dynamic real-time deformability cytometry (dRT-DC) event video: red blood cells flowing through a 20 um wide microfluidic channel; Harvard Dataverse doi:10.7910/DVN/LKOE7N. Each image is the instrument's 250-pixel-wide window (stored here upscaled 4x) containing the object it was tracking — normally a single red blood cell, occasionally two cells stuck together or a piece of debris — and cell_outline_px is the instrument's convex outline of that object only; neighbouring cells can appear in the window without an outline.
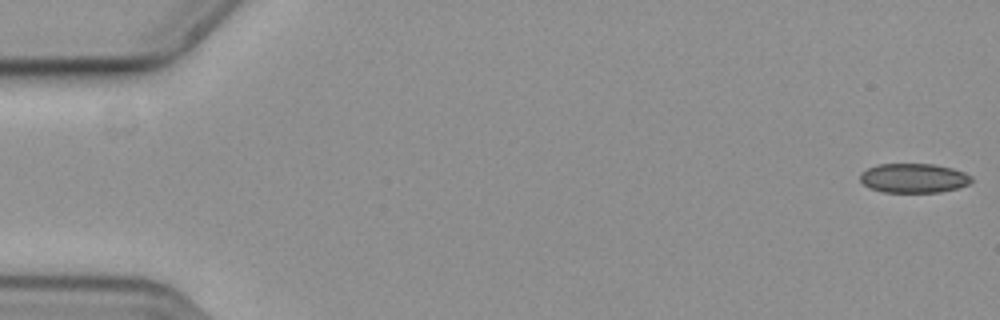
{"species": "common noctule bat (a hibernating species)", "species_latin": "Nyctalus noctula", "temperature_condition": "cold", "stored_images_in_passage": 46, "camera_frame_rate_fps": 3000, "um_per_image_px": 0.085, "animal": {"sex": "female", "body_mass_g": 19.3, "forearm_length_mm": 54.1}, "frame": {"image": 1, "passage_image": 1, "time_ms": 0.0, "image_size_px": [1000, 320], "cell_outline_px": [[972, 180], [968, 184], [956, 188], [940, 192], [880, 192], [868, 188], [860, 180], [860, 172], [876, 164], [932, 164], [952, 168], [964, 172], [972, 176]], "centroid_in_image_um": [77.62, 15.14], "position_along_channel_um": 7.4, "area_um2": 19.13}}
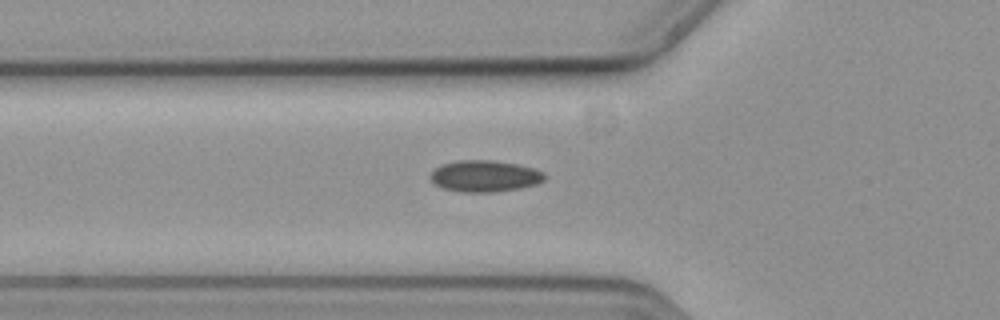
{"frame": {"image": 2, "passage_image": 20, "time_ms": 6.333, "image_size_px": [1000, 320], "cell_outline_px": [[548, 176], [544, 180], [536, 184], [520, 188], [496, 192], [460, 192], [444, 188], [436, 184], [428, 176], [440, 164], [456, 160], [492, 160], [516, 164], [536, 168], [544, 172]], "centroid_in_image_um": [41.23, 14.96], "position_along_channel_um": 84.6, "area_um2": 21.15}}
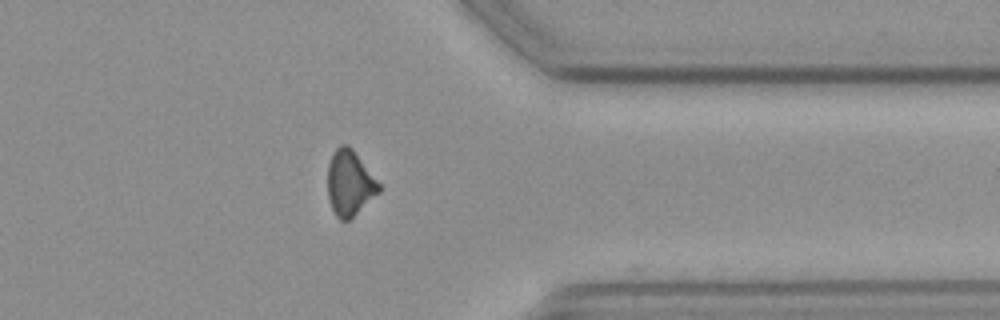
{"frame": {"image": 3, "passage_image": 45, "time_ms": 14.667, "image_size_px": [1000, 320], "cell_outline_px": [[380, 192], [348, 220], [340, 220], [336, 216], [332, 208], [328, 196], [328, 164], [332, 152], [340, 144], [348, 144], [352, 148], [380, 184]], "centroid_in_image_um": [29.71, 15.53], "position_along_channel_um": 381.7, "area_um2": 19.36}, "authors_computed_cell_mechanics": {"area_um2": 19.8832, "velocity_mm_per_s": 3.6764, "shape_relaxation_time_tau1_ms": null, "shape_relaxation_time_tau2_ms": 3.6024, "deformation_change_tau1": null, "deformation_change_tau2": 0.093}}